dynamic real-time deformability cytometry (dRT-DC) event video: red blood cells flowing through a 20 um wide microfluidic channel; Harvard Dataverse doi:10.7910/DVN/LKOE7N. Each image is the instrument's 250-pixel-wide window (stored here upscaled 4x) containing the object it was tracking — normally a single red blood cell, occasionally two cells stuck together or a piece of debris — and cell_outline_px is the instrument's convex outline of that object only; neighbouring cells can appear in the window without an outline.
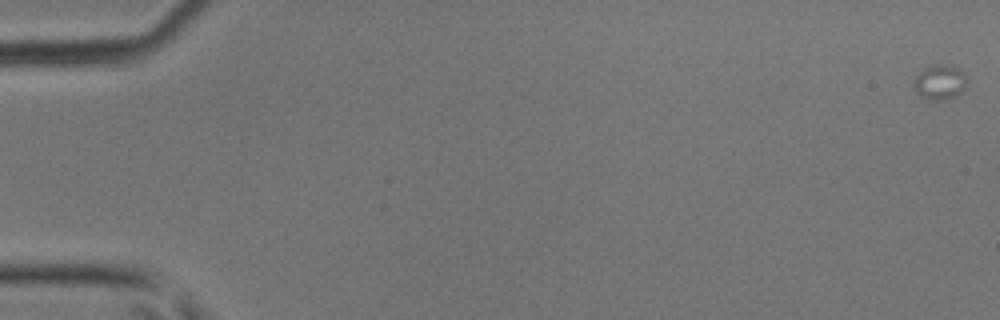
{"species": "common noctule bat (a hibernating species)", "species_latin": "Nyctalus noctula", "temperature_condition": "room temperature", "stored_images_in_passage": 13, "camera_frame_rate_fps": 3000, "um_per_image_px": 0.085, "animal": {"sex": "male", "body_mass_g": 17.9, "forearm_length_mm": 54.2}, "frame": {"image": 1, "passage_image": 1, "time_ms": 0.0, "image_size_px": [1000, 320], "cell_outline_px": [[964, 88], [956, 96], [944, 100], [932, 100], [920, 96], [916, 92], [916, 76], [924, 68], [932, 64], [952, 64], [964, 76]], "centroid_in_image_um": [79.86, 6.98], "position_along_channel_um": 5.1, "area_um2": 10.4}}